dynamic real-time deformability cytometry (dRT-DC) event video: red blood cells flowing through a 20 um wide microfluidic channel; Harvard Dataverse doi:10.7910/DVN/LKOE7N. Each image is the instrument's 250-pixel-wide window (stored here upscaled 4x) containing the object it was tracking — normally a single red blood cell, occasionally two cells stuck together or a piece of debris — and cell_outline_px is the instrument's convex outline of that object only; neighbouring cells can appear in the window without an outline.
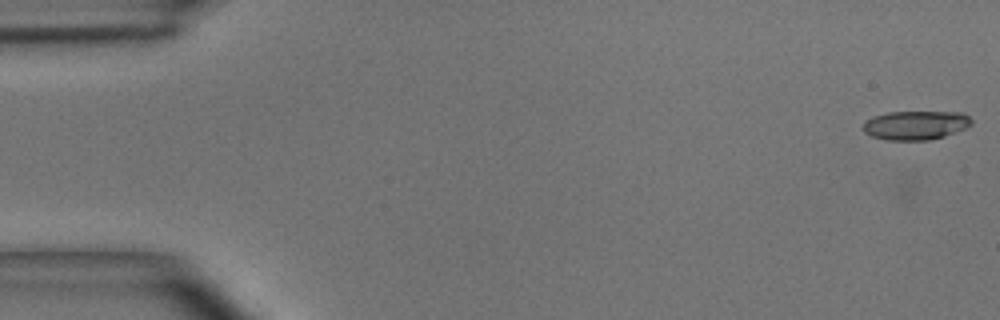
{"species": "common noctule bat (a hibernating species)", "species_latin": "Nyctalus noctula", "temperature_condition": "room temperature", "stored_images_in_passage": 47, "camera_frame_rate_fps": 3000, "um_per_image_px": 0.085, "animal": {"sex": "male", "body_mass_g": 15.6}, "frame": {"image": 1, "passage_image": 1, "time_ms": 0.0, "image_size_px": [1000, 320], "cell_outline_px": [[972, 124], [964, 128], [944, 136], [932, 140], [888, 140], [872, 136], [864, 132], [860, 128], [864, 120], [872, 116], [888, 112], [964, 112], [972, 120]], "centroid_in_image_um": [77.77, 10.64], "position_along_channel_um": 7.2, "area_um2": 18.5}}
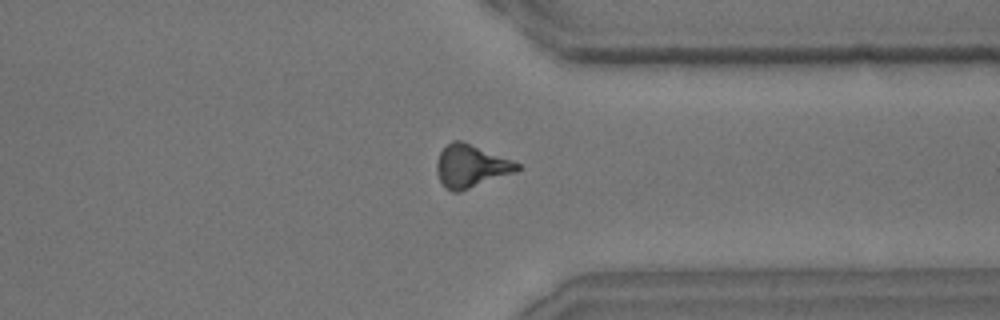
{"frame": {"image": 2, "passage_image": 38, "time_ms": 12.333, "image_size_px": [1000, 320], "cell_outline_px": [[520, 168], [516, 172], [460, 192], [452, 192], [440, 180], [436, 172], [436, 164], [440, 152], [452, 140], [460, 140], [520, 164]], "centroid_in_image_um": [40.01, 14.14], "position_along_channel_um": 371.4, "area_um2": 19.65}}
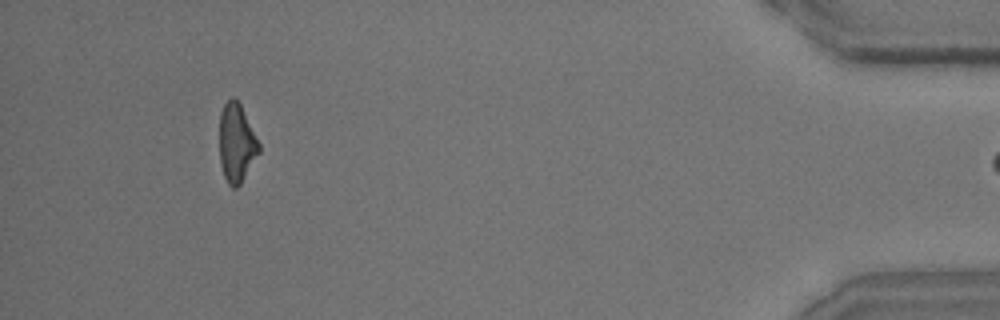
{"frame": {"image": 3, "passage_image": 46, "time_ms": 15.0, "image_size_px": [1000, 320], "cell_outline_px": [[260, 152], [240, 184], [236, 188], [232, 188], [228, 184], [224, 176], [220, 164], [220, 112], [224, 104], [232, 96], [240, 104], [260, 144]], "centroid_in_image_um": [20.1, 12.17], "position_along_channel_um": 415.1, "area_um2": 17.98}}